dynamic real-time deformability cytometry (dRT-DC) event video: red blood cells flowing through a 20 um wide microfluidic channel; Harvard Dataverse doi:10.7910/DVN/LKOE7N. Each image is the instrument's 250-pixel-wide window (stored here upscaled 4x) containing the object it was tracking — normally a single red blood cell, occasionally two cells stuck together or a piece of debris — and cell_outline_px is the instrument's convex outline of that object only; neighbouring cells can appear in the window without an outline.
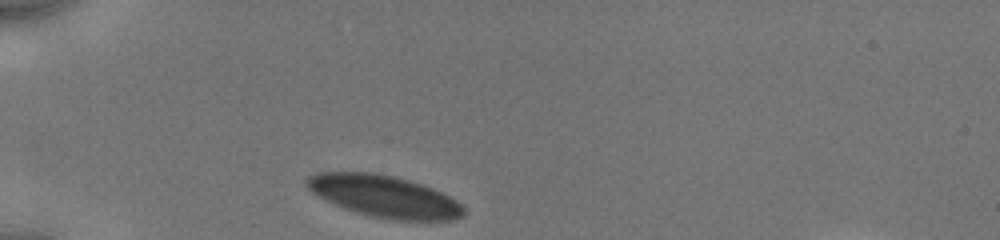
{"species": "human", "species_latin": "Homo sapiens", "temperature_condition": "cold", "stored_images_in_passage": 6, "camera_frame_rate_fps": 3000, "um_per_image_px": 0.085, "donor": {"sex": "male"}, "frame": {"image": 1, "passage_image": 1, "time_ms": 0.0, "image_size_px": [1000, 240], "cell_outline_px": [[464, 216], [452, 220], [396, 220], [372, 216], [356, 212], [344, 208], [324, 200], [312, 192], [304, 184], [304, 180], [308, 176], [316, 172], [376, 172], [396, 176], [432, 188], [456, 200], [464, 208]], "centroid_in_image_um": [32.61, 16.67], "position_along_channel_um": 52.4, "area_um2": 38.32}}
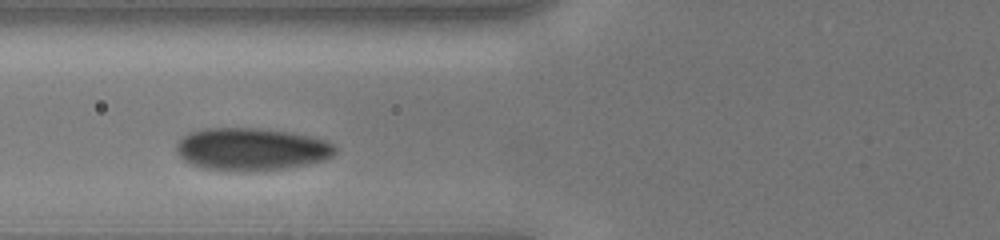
{"frame": {"image": 2, "passage_image": 4, "time_ms": 2.0, "image_size_px": [1000, 240], "cell_outline_px": [[336, 152], [332, 156], [324, 160], [308, 164], [288, 168], [252, 172], [232, 172], [204, 168], [192, 164], [184, 160], [180, 156], [176, 148], [176, 144], [188, 132], [204, 128], [264, 128], [312, 136], [324, 140], [332, 144], [336, 148]], "centroid_in_image_um": [21.37, 12.69], "position_along_channel_um": 104.4, "area_um2": 39.82}}
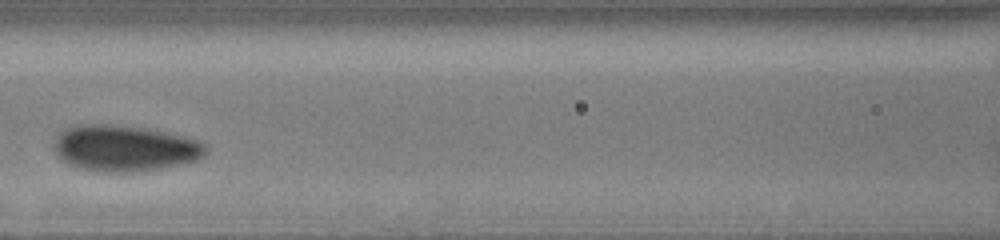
{"frame": {"image": 3, "passage_image": 6, "time_ms": 3.333, "image_size_px": [1000, 240], "cell_outline_px": [[208, 152], [200, 160], [140, 172], [104, 172], [80, 168], [68, 164], [60, 160], [56, 156], [52, 140], [64, 128], [76, 124], [108, 124], [144, 128], [184, 136], [200, 140], [208, 148]], "centroid_in_image_um": [10.57, 12.6], "position_along_channel_um": 156.0, "area_um2": 41.38}}